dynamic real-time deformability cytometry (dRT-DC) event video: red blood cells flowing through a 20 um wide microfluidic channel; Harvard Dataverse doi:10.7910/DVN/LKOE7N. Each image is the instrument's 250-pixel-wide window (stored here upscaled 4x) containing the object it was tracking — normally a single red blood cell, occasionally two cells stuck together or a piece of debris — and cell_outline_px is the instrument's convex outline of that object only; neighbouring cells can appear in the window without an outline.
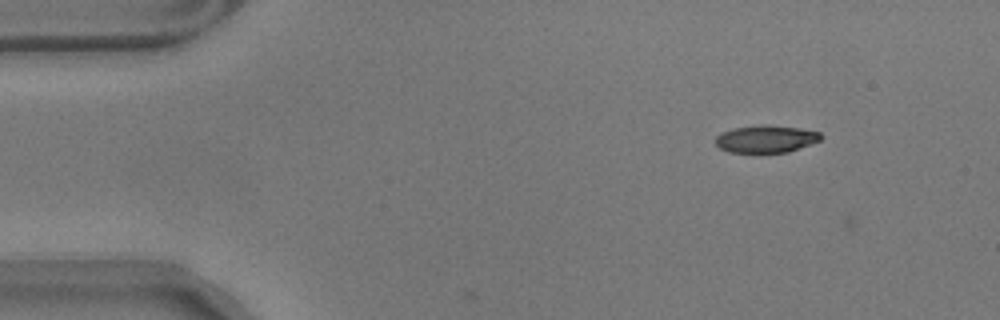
{"species": "common noctule bat (a hibernating species)", "species_latin": "Nyctalus noctula", "temperature_condition": "warm", "stored_images_in_passage": 9, "camera_frame_rate_fps": 3000, "um_per_image_px": 0.085, "animal": {"sex": "male", "body_mass_g": 17.9}, "frame": {"image": 1, "passage_image": 7, "time_ms": 2.0, "image_size_px": [1000, 320], "cell_outline_px": [[824, 136], [820, 140], [788, 152], [756, 156], [728, 152], [720, 148], [716, 144], [716, 136], [732, 128], [760, 124], [764, 124], [800, 128], [820, 132]], "centroid_in_image_um": [65.08, 11.86], "position_along_channel_um": 19.9, "area_um2": 17.63}}